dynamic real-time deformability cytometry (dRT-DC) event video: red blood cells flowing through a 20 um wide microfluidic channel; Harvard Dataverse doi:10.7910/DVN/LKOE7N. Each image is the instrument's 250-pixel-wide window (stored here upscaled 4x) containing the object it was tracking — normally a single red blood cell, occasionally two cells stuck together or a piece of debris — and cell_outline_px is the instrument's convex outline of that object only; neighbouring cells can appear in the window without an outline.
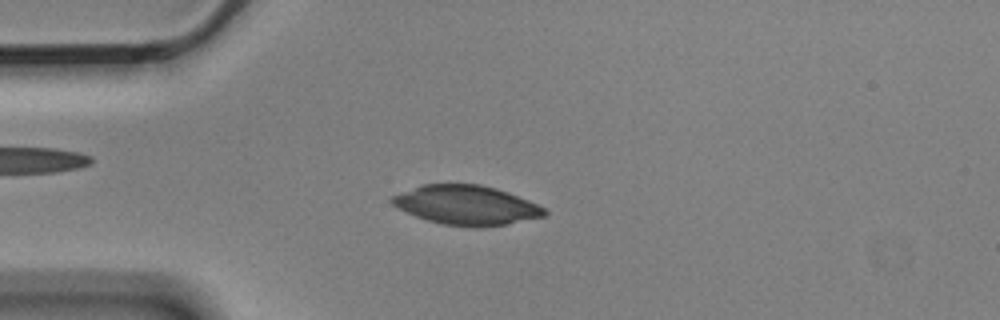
{"species": "Egyptian fruit bat (a non-hibernating species)", "species_latin": "Rousettus aegyptiacus", "temperature_condition": "cold", "stored_images_in_passage": 9, "camera_frame_rate_fps": 3000, "um_per_image_px": 0.085, "animal": {"sex": "male"}, "frame": {"image": 1, "passage_image": 3, "time_ms": 0.667, "image_size_px": [1000, 320], "cell_outline_px": [[548, 212], [544, 216], [484, 228], [472, 228], [444, 224], [428, 220], [416, 216], [392, 204], [388, 200], [392, 196], [424, 184], [480, 184], [496, 188], [508, 192], [528, 200], [544, 208]], "centroid_in_image_um": [39.65, 17.44], "position_along_channel_um": 45.3, "area_um2": 34.68}}
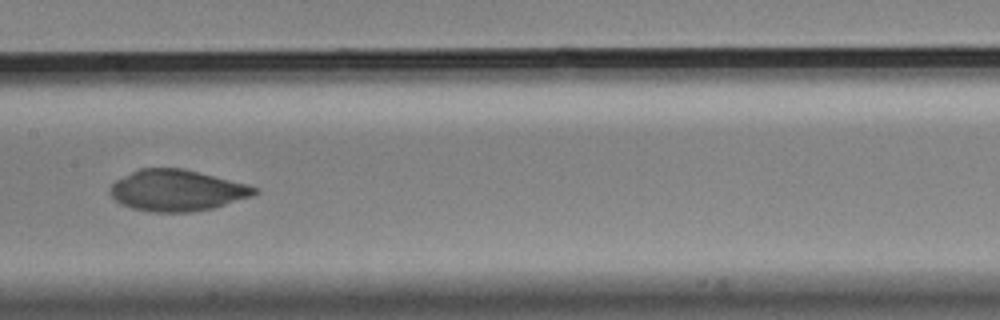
{"frame": {"image": 2, "passage_image": 7, "time_ms": 2.0, "image_size_px": [1000, 320], "cell_outline_px": [[260, 192], [252, 196], [212, 208], [192, 212], [152, 212], [132, 208], [120, 204], [112, 196], [112, 184], [116, 180], [140, 168], [180, 168], [248, 184], [260, 188]], "centroid_in_image_um": [15.08, 16.19], "position_along_channel_um": 192.3, "area_um2": 34.39}}
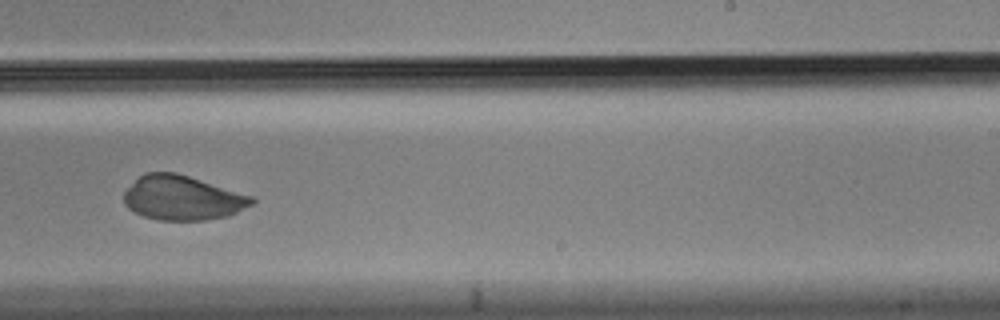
{"frame": {"image": 3, "passage_image": 9, "time_ms": 2.667, "image_size_px": [1000, 320], "cell_outline_px": [[256, 200], [252, 204], [228, 216], [208, 220], [156, 220], [144, 216], [128, 208], [124, 204], [124, 192], [144, 172], [176, 172], [252, 196]], "centroid_in_image_um": [15.5, 16.82], "position_along_channel_um": 273.5, "area_um2": 32.95}}